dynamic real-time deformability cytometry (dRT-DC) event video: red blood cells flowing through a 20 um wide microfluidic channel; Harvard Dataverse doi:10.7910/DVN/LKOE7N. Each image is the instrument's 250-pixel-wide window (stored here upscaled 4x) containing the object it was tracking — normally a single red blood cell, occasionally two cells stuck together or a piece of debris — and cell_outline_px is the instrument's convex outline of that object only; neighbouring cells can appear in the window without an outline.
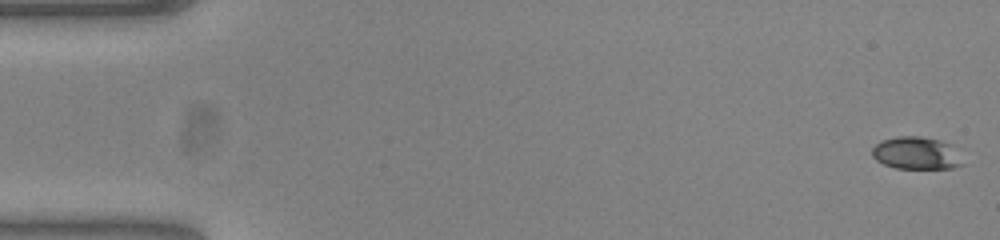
{"species": "common noctule bat (a hibernating species)", "species_latin": "Nyctalus noctula", "temperature_condition": "warm", "stored_images_in_passage": 53, "camera_frame_rate_fps": 3000, "um_per_image_px": 0.085, "animal": {"sex": "female", "body_mass_g": 23.0, "forearm_length_mm": 53.4}, "frame": {"image": 1, "passage_image": 1, "time_ms": 0.0, "image_size_px": [1000, 240], "cell_outline_px": [[964, 164], [952, 168], [896, 168], [884, 164], [876, 160], [872, 156], [872, 148], [880, 140], [896, 136], [920, 136], [940, 140], [952, 144]], "centroid_in_image_um": [77.87, 13.0], "position_along_channel_um": 7.1, "area_um2": 17.22}}
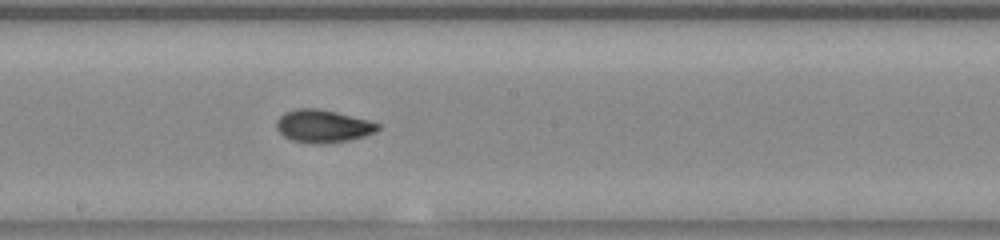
{"frame": {"image": 2, "passage_image": 29, "time_ms": 9.333, "image_size_px": [1000, 240], "cell_outline_px": [[380, 128], [376, 132], [364, 136], [348, 140], [292, 140], [284, 136], [276, 128], [276, 120], [284, 112], [296, 108], [316, 108], [336, 112], [368, 120], [380, 124]], "centroid_in_image_um": [27.45, 10.65], "position_along_channel_um": 220.7, "area_um2": 18.44}}
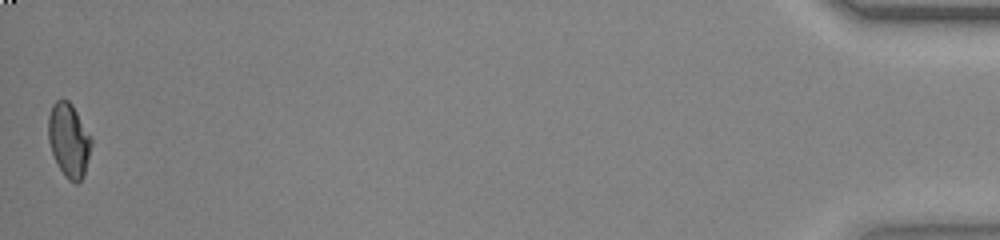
{"frame": {"image": 3, "passage_image": 53, "time_ms": 17.333, "image_size_px": [1000, 240], "cell_outline_px": [[92, 144], [84, 176], [76, 184], [68, 180], [64, 176], [52, 152], [48, 140], [48, 116], [52, 104], [56, 100], [68, 100], [72, 104], [92, 136]], "centroid_in_image_um": [5.86, 11.9], "position_along_channel_um": 429.3, "area_um2": 18.67}, "authors_computed_cell_mechanics": {"area_um2": 18.6116, "velocity_mm_per_s": 3.8546, "shape_relaxation_time_tau1_ms": 6.0848, "shape_relaxation_time_tau2_ms": 1.3753, "deformation_change_tau1": 0.1835, "deformation_change_tau2": 0.0452}}